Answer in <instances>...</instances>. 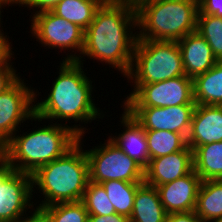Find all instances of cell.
<instances>
[{
    "instance_id": "obj_19",
    "label": "cell",
    "mask_w": 222,
    "mask_h": 222,
    "mask_svg": "<svg viewBox=\"0 0 222 222\" xmlns=\"http://www.w3.org/2000/svg\"><path fill=\"white\" fill-rule=\"evenodd\" d=\"M194 101L199 105L222 106V61L193 79Z\"/></svg>"
},
{
    "instance_id": "obj_26",
    "label": "cell",
    "mask_w": 222,
    "mask_h": 222,
    "mask_svg": "<svg viewBox=\"0 0 222 222\" xmlns=\"http://www.w3.org/2000/svg\"><path fill=\"white\" fill-rule=\"evenodd\" d=\"M81 202L84 204L88 215L107 216L116 213L105 188L100 183L89 181Z\"/></svg>"
},
{
    "instance_id": "obj_6",
    "label": "cell",
    "mask_w": 222,
    "mask_h": 222,
    "mask_svg": "<svg viewBox=\"0 0 222 222\" xmlns=\"http://www.w3.org/2000/svg\"><path fill=\"white\" fill-rule=\"evenodd\" d=\"M134 62V63H133ZM185 75L177 41L136 40L127 77L134 84H150Z\"/></svg>"
},
{
    "instance_id": "obj_29",
    "label": "cell",
    "mask_w": 222,
    "mask_h": 222,
    "mask_svg": "<svg viewBox=\"0 0 222 222\" xmlns=\"http://www.w3.org/2000/svg\"><path fill=\"white\" fill-rule=\"evenodd\" d=\"M198 14H208L222 18V0H200Z\"/></svg>"
},
{
    "instance_id": "obj_14",
    "label": "cell",
    "mask_w": 222,
    "mask_h": 222,
    "mask_svg": "<svg viewBox=\"0 0 222 222\" xmlns=\"http://www.w3.org/2000/svg\"><path fill=\"white\" fill-rule=\"evenodd\" d=\"M201 178L194 169L187 175L157 187L167 214L195 210Z\"/></svg>"
},
{
    "instance_id": "obj_38",
    "label": "cell",
    "mask_w": 222,
    "mask_h": 222,
    "mask_svg": "<svg viewBox=\"0 0 222 222\" xmlns=\"http://www.w3.org/2000/svg\"><path fill=\"white\" fill-rule=\"evenodd\" d=\"M2 156V148L0 147V157Z\"/></svg>"
},
{
    "instance_id": "obj_15",
    "label": "cell",
    "mask_w": 222,
    "mask_h": 222,
    "mask_svg": "<svg viewBox=\"0 0 222 222\" xmlns=\"http://www.w3.org/2000/svg\"><path fill=\"white\" fill-rule=\"evenodd\" d=\"M222 141V106L196 104L187 145L194 150L196 147Z\"/></svg>"
},
{
    "instance_id": "obj_7",
    "label": "cell",
    "mask_w": 222,
    "mask_h": 222,
    "mask_svg": "<svg viewBox=\"0 0 222 222\" xmlns=\"http://www.w3.org/2000/svg\"><path fill=\"white\" fill-rule=\"evenodd\" d=\"M89 163V181L102 183L121 180L144 183V168L108 138L101 146L85 150Z\"/></svg>"
},
{
    "instance_id": "obj_36",
    "label": "cell",
    "mask_w": 222,
    "mask_h": 222,
    "mask_svg": "<svg viewBox=\"0 0 222 222\" xmlns=\"http://www.w3.org/2000/svg\"><path fill=\"white\" fill-rule=\"evenodd\" d=\"M8 6L10 4H18L19 0H3Z\"/></svg>"
},
{
    "instance_id": "obj_31",
    "label": "cell",
    "mask_w": 222,
    "mask_h": 222,
    "mask_svg": "<svg viewBox=\"0 0 222 222\" xmlns=\"http://www.w3.org/2000/svg\"><path fill=\"white\" fill-rule=\"evenodd\" d=\"M165 222H202L196 215L195 211L169 213L166 216Z\"/></svg>"
},
{
    "instance_id": "obj_22",
    "label": "cell",
    "mask_w": 222,
    "mask_h": 222,
    "mask_svg": "<svg viewBox=\"0 0 222 222\" xmlns=\"http://www.w3.org/2000/svg\"><path fill=\"white\" fill-rule=\"evenodd\" d=\"M106 0H62L53 12L67 21L78 25L84 31L94 19L96 11Z\"/></svg>"
},
{
    "instance_id": "obj_1",
    "label": "cell",
    "mask_w": 222,
    "mask_h": 222,
    "mask_svg": "<svg viewBox=\"0 0 222 222\" xmlns=\"http://www.w3.org/2000/svg\"><path fill=\"white\" fill-rule=\"evenodd\" d=\"M135 27H137L135 7L106 0L85 30L81 55L108 63L126 76L131 68L137 40L138 31L134 34L131 31Z\"/></svg>"
},
{
    "instance_id": "obj_18",
    "label": "cell",
    "mask_w": 222,
    "mask_h": 222,
    "mask_svg": "<svg viewBox=\"0 0 222 222\" xmlns=\"http://www.w3.org/2000/svg\"><path fill=\"white\" fill-rule=\"evenodd\" d=\"M166 216L157 188L143 183L135 193L130 222H165Z\"/></svg>"
},
{
    "instance_id": "obj_23",
    "label": "cell",
    "mask_w": 222,
    "mask_h": 222,
    "mask_svg": "<svg viewBox=\"0 0 222 222\" xmlns=\"http://www.w3.org/2000/svg\"><path fill=\"white\" fill-rule=\"evenodd\" d=\"M116 213L130 218L133 210L135 193L143 183L121 180H108L101 183Z\"/></svg>"
},
{
    "instance_id": "obj_5",
    "label": "cell",
    "mask_w": 222,
    "mask_h": 222,
    "mask_svg": "<svg viewBox=\"0 0 222 222\" xmlns=\"http://www.w3.org/2000/svg\"><path fill=\"white\" fill-rule=\"evenodd\" d=\"M196 0H146L136 7L137 39L178 41L196 31Z\"/></svg>"
},
{
    "instance_id": "obj_3",
    "label": "cell",
    "mask_w": 222,
    "mask_h": 222,
    "mask_svg": "<svg viewBox=\"0 0 222 222\" xmlns=\"http://www.w3.org/2000/svg\"><path fill=\"white\" fill-rule=\"evenodd\" d=\"M63 125L48 124L22 136L15 133L2 146V157L12 170L32 175L41 166L62 157L85 134L84 127Z\"/></svg>"
},
{
    "instance_id": "obj_2",
    "label": "cell",
    "mask_w": 222,
    "mask_h": 222,
    "mask_svg": "<svg viewBox=\"0 0 222 222\" xmlns=\"http://www.w3.org/2000/svg\"><path fill=\"white\" fill-rule=\"evenodd\" d=\"M81 58L83 56H77L75 52L67 54L65 60L63 59L59 76L53 82L48 97L34 105V121L74 119L77 122L88 123L96 118H103V113L93 102L92 81L82 69Z\"/></svg>"
},
{
    "instance_id": "obj_28",
    "label": "cell",
    "mask_w": 222,
    "mask_h": 222,
    "mask_svg": "<svg viewBox=\"0 0 222 222\" xmlns=\"http://www.w3.org/2000/svg\"><path fill=\"white\" fill-rule=\"evenodd\" d=\"M12 56L0 66V93L9 88L20 76H17L16 70L10 64Z\"/></svg>"
},
{
    "instance_id": "obj_32",
    "label": "cell",
    "mask_w": 222,
    "mask_h": 222,
    "mask_svg": "<svg viewBox=\"0 0 222 222\" xmlns=\"http://www.w3.org/2000/svg\"><path fill=\"white\" fill-rule=\"evenodd\" d=\"M1 27V24H0ZM0 29V66H2L12 55V45L10 46L11 42L9 43L7 39V35L4 36Z\"/></svg>"
},
{
    "instance_id": "obj_34",
    "label": "cell",
    "mask_w": 222,
    "mask_h": 222,
    "mask_svg": "<svg viewBox=\"0 0 222 222\" xmlns=\"http://www.w3.org/2000/svg\"><path fill=\"white\" fill-rule=\"evenodd\" d=\"M25 218V219H24ZM19 222H51L48 216L41 209H34L31 216H24Z\"/></svg>"
},
{
    "instance_id": "obj_12",
    "label": "cell",
    "mask_w": 222,
    "mask_h": 222,
    "mask_svg": "<svg viewBox=\"0 0 222 222\" xmlns=\"http://www.w3.org/2000/svg\"><path fill=\"white\" fill-rule=\"evenodd\" d=\"M195 105L123 108L132 115L144 130L171 131L180 133L187 139Z\"/></svg>"
},
{
    "instance_id": "obj_33",
    "label": "cell",
    "mask_w": 222,
    "mask_h": 222,
    "mask_svg": "<svg viewBox=\"0 0 222 222\" xmlns=\"http://www.w3.org/2000/svg\"><path fill=\"white\" fill-rule=\"evenodd\" d=\"M88 222H130V219L126 216L118 213L110 215H88Z\"/></svg>"
},
{
    "instance_id": "obj_10",
    "label": "cell",
    "mask_w": 222,
    "mask_h": 222,
    "mask_svg": "<svg viewBox=\"0 0 222 222\" xmlns=\"http://www.w3.org/2000/svg\"><path fill=\"white\" fill-rule=\"evenodd\" d=\"M31 33L42 46L60 48L62 50L79 51L81 55L84 47L85 31L78 25L57 16L52 10L33 14ZM66 48V49H65ZM75 50V51H74Z\"/></svg>"
},
{
    "instance_id": "obj_37",
    "label": "cell",
    "mask_w": 222,
    "mask_h": 222,
    "mask_svg": "<svg viewBox=\"0 0 222 222\" xmlns=\"http://www.w3.org/2000/svg\"><path fill=\"white\" fill-rule=\"evenodd\" d=\"M2 6L6 7L7 5L3 0H0V24H1V9H2Z\"/></svg>"
},
{
    "instance_id": "obj_4",
    "label": "cell",
    "mask_w": 222,
    "mask_h": 222,
    "mask_svg": "<svg viewBox=\"0 0 222 222\" xmlns=\"http://www.w3.org/2000/svg\"><path fill=\"white\" fill-rule=\"evenodd\" d=\"M82 136L62 157L38 168L32 175L33 188L44 196L36 208L82 200L89 182V163L81 147Z\"/></svg>"
},
{
    "instance_id": "obj_27",
    "label": "cell",
    "mask_w": 222,
    "mask_h": 222,
    "mask_svg": "<svg viewBox=\"0 0 222 222\" xmlns=\"http://www.w3.org/2000/svg\"><path fill=\"white\" fill-rule=\"evenodd\" d=\"M40 209L51 222H88V212L81 201L57 203Z\"/></svg>"
},
{
    "instance_id": "obj_25",
    "label": "cell",
    "mask_w": 222,
    "mask_h": 222,
    "mask_svg": "<svg viewBox=\"0 0 222 222\" xmlns=\"http://www.w3.org/2000/svg\"><path fill=\"white\" fill-rule=\"evenodd\" d=\"M196 31L207 41L215 58L222 61V18L198 14Z\"/></svg>"
},
{
    "instance_id": "obj_24",
    "label": "cell",
    "mask_w": 222,
    "mask_h": 222,
    "mask_svg": "<svg viewBox=\"0 0 222 222\" xmlns=\"http://www.w3.org/2000/svg\"><path fill=\"white\" fill-rule=\"evenodd\" d=\"M149 159L181 151L187 146V139L180 133L160 130H145Z\"/></svg>"
},
{
    "instance_id": "obj_30",
    "label": "cell",
    "mask_w": 222,
    "mask_h": 222,
    "mask_svg": "<svg viewBox=\"0 0 222 222\" xmlns=\"http://www.w3.org/2000/svg\"><path fill=\"white\" fill-rule=\"evenodd\" d=\"M62 0H19L18 5L29 6L31 9L37 8L35 14L43 11H51ZM39 10V11H38Z\"/></svg>"
},
{
    "instance_id": "obj_17",
    "label": "cell",
    "mask_w": 222,
    "mask_h": 222,
    "mask_svg": "<svg viewBox=\"0 0 222 222\" xmlns=\"http://www.w3.org/2000/svg\"><path fill=\"white\" fill-rule=\"evenodd\" d=\"M121 120L120 122L125 127L123 133L115 138L110 136V139L145 169L150 161L145 130L126 109H124Z\"/></svg>"
},
{
    "instance_id": "obj_16",
    "label": "cell",
    "mask_w": 222,
    "mask_h": 222,
    "mask_svg": "<svg viewBox=\"0 0 222 222\" xmlns=\"http://www.w3.org/2000/svg\"><path fill=\"white\" fill-rule=\"evenodd\" d=\"M177 42L187 77L194 79L218 62L207 41L197 31L189 33Z\"/></svg>"
},
{
    "instance_id": "obj_13",
    "label": "cell",
    "mask_w": 222,
    "mask_h": 222,
    "mask_svg": "<svg viewBox=\"0 0 222 222\" xmlns=\"http://www.w3.org/2000/svg\"><path fill=\"white\" fill-rule=\"evenodd\" d=\"M193 170V150L187 145L183 150L150 159L144 169V183L153 187L172 182Z\"/></svg>"
},
{
    "instance_id": "obj_20",
    "label": "cell",
    "mask_w": 222,
    "mask_h": 222,
    "mask_svg": "<svg viewBox=\"0 0 222 222\" xmlns=\"http://www.w3.org/2000/svg\"><path fill=\"white\" fill-rule=\"evenodd\" d=\"M194 211L202 222L222 220V179L201 182Z\"/></svg>"
},
{
    "instance_id": "obj_11",
    "label": "cell",
    "mask_w": 222,
    "mask_h": 222,
    "mask_svg": "<svg viewBox=\"0 0 222 222\" xmlns=\"http://www.w3.org/2000/svg\"><path fill=\"white\" fill-rule=\"evenodd\" d=\"M36 92L19 77L9 88L0 93V147L18 131L19 123L33 120Z\"/></svg>"
},
{
    "instance_id": "obj_35",
    "label": "cell",
    "mask_w": 222,
    "mask_h": 222,
    "mask_svg": "<svg viewBox=\"0 0 222 222\" xmlns=\"http://www.w3.org/2000/svg\"><path fill=\"white\" fill-rule=\"evenodd\" d=\"M112 1L128 4L136 8L141 2L146 0H112Z\"/></svg>"
},
{
    "instance_id": "obj_8",
    "label": "cell",
    "mask_w": 222,
    "mask_h": 222,
    "mask_svg": "<svg viewBox=\"0 0 222 222\" xmlns=\"http://www.w3.org/2000/svg\"><path fill=\"white\" fill-rule=\"evenodd\" d=\"M124 107H173L196 104L193 79L186 75L150 84H133Z\"/></svg>"
},
{
    "instance_id": "obj_21",
    "label": "cell",
    "mask_w": 222,
    "mask_h": 222,
    "mask_svg": "<svg viewBox=\"0 0 222 222\" xmlns=\"http://www.w3.org/2000/svg\"><path fill=\"white\" fill-rule=\"evenodd\" d=\"M193 169L202 181L222 179V141L196 147Z\"/></svg>"
},
{
    "instance_id": "obj_9",
    "label": "cell",
    "mask_w": 222,
    "mask_h": 222,
    "mask_svg": "<svg viewBox=\"0 0 222 222\" xmlns=\"http://www.w3.org/2000/svg\"><path fill=\"white\" fill-rule=\"evenodd\" d=\"M32 177L28 173L12 170L0 157V222H19L33 208ZM32 204H31V203Z\"/></svg>"
}]
</instances>
